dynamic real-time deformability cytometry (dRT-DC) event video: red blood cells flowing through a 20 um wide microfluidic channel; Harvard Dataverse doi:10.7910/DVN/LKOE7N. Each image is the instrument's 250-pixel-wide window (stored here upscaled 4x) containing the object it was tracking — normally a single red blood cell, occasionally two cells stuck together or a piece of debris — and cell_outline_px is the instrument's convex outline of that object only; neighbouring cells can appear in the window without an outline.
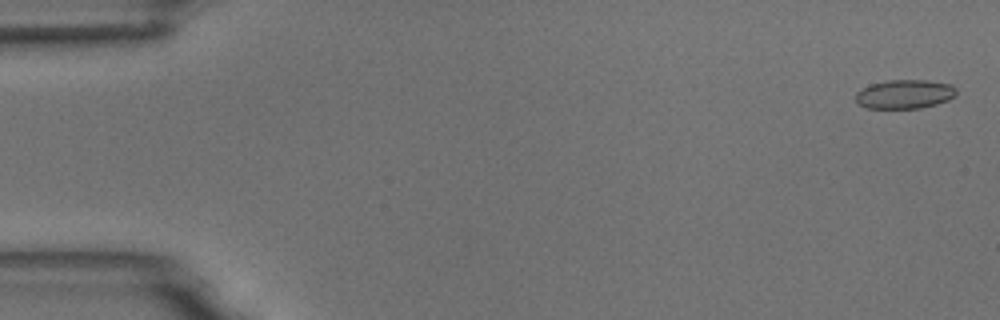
{"species": "common noctule bat (a hibernating species)", "species_latin": "Nyctalus noctula", "temperature_condition": "room temperature", "stored_images_in_passage": 55, "camera_frame_rate_fps": 3000, "um_per_image_px": 0.085, "animal": {"sex": "male", "body_mass_g": 18.8}, "frame": {"image": 1, "passage_image": 2, "time_ms": 0.333, "image_size_px": [1000, 320], "cell_outline_px": [[956, 96], [948, 100], [936, 104], [920, 108], [868, 108], [860, 104], [856, 100], [856, 92], [872, 84], [888, 80], [928, 80], [952, 84], [956, 88]], "centroid_in_image_um": [76.94, 8.0], "position_along_channel_um": 8.1, "area_um2": 16.94}}
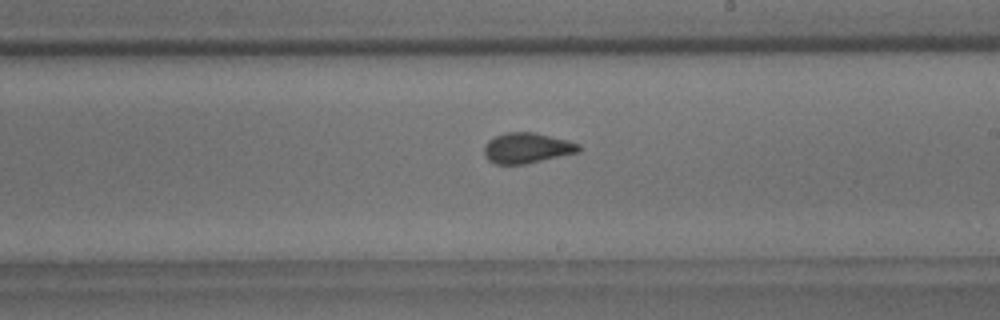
{"frame": {"image": 2, "passage_image": 32, "time_ms": 10.333, "image_size_px": [1000, 320], "cell_outline_px": [[580, 152], [524, 164], [496, 164], [488, 160], [484, 156], [484, 144], [488, 140], [504, 132], [532, 132], [568, 140], [580, 144]], "centroid_in_image_um": [44.77, 12.58], "position_along_channel_um": 244.2, "area_um2": 16.82}}
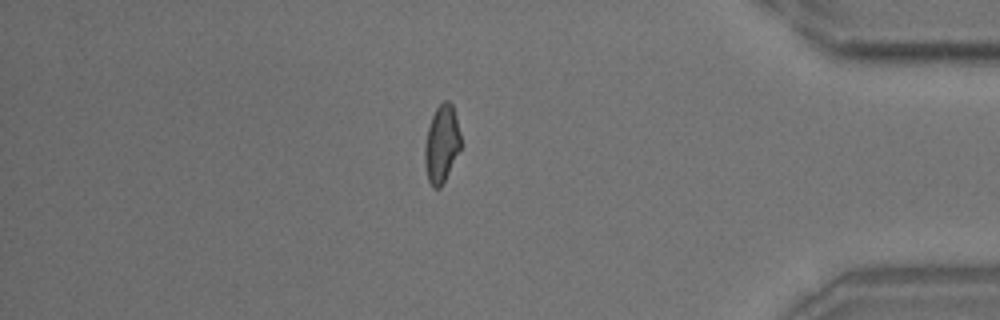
{"frame": {"image": 3, "passage_image": 47, "time_ms": 15.333, "image_size_px": [1000, 320], "cell_outline_px": [[460, 148], [440, 188], [432, 188], [428, 180], [424, 164], [424, 148], [428, 128], [432, 116], [436, 108], [444, 100], [448, 100], [452, 104], [456, 116], [460, 132]], "centroid_in_image_um": [37.52, 12.22], "position_along_channel_um": 397.7, "area_um2": 16.07}, "authors_computed_cell_mechanics": {"area_um2": 16.8776, "velocity_mm_per_s": 3.7257, "shape_relaxation_time_tau1_ms": 7.1163, "shape_relaxation_time_tau2_ms": 0.4179, "deformation_change_tau1": 0.1549, "deformation_change_tau2": 0.0535}}